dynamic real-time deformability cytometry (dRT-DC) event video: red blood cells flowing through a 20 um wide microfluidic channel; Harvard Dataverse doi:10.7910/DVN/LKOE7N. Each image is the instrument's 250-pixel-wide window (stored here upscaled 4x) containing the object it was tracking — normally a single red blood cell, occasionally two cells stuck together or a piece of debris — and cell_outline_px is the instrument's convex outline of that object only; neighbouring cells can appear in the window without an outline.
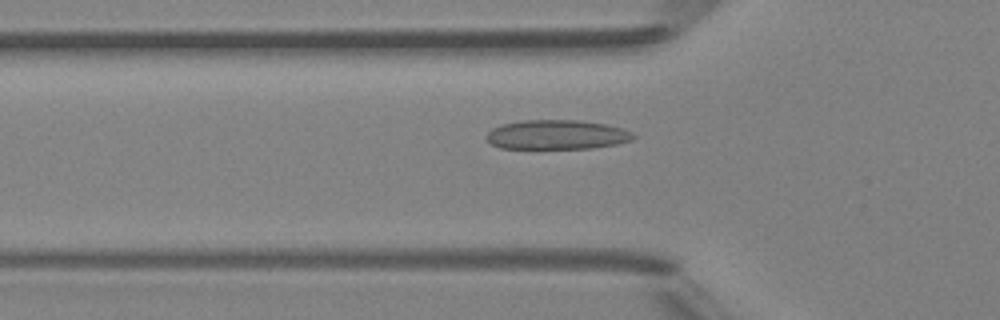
{"species": "Egyptian fruit bat (a non-hibernating species)", "species_latin": "Rousettus aegyptiacus", "temperature_condition": "room temperature", "stored_images_in_passage": 47, "camera_frame_rate_fps": 3000, "um_per_image_px": 0.085, "animal": {"sex": "female"}, "frame": {"image": 1, "passage_image": 15, "time_ms": 4.667, "image_size_px": [1000, 320], "cell_outline_px": [[636, 136], [632, 140], [616, 144], [592, 148], [500, 148], [492, 144], [488, 140], [488, 132], [492, 128], [504, 124], [524, 120], [576, 120], [608, 124], [632, 132]], "centroid_in_image_um": [47.36, 11.44], "position_along_channel_um": 78.4, "area_um2": 24.97}}
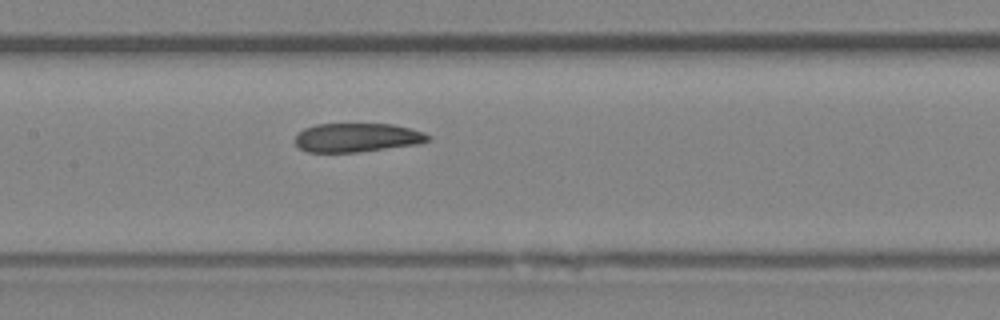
{"frame": {"image": 2, "passage_image": 22, "time_ms": 7.0, "image_size_px": [1000, 320], "cell_outline_px": [[432, 140], [416, 144], [356, 152], [308, 152], [300, 148], [296, 144], [296, 136], [304, 128], [316, 124], [392, 124], [424, 132], [432, 136]], "centroid_in_image_um": [30.37, 11.69], "position_along_channel_um": 177.0, "area_um2": 22.2}}
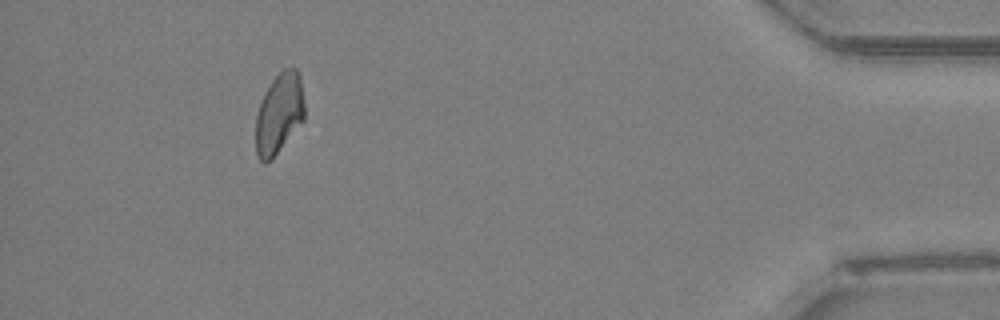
{"frame": {"image": 3, "passage_image": 43, "time_ms": 14.0, "image_size_px": [1000, 320], "cell_outline_px": [[304, 120], [272, 160], [264, 164], [260, 160], [256, 152], [256, 116], [264, 92], [272, 80], [284, 68], [296, 68], [300, 72], [304, 104]], "centroid_in_image_um": [23.73, 9.66], "position_along_channel_um": 411.5, "area_um2": 23.06}, "authors_computed_cell_mechanics": {"area_um2": 23.409, "velocity_mm_per_s": 4.218, "shape_relaxation_time_tau1_ms": null, "shape_relaxation_time_tau2_ms": 6.8416, "deformation_change_tau1": null, "deformation_change_tau2": 0.116}}